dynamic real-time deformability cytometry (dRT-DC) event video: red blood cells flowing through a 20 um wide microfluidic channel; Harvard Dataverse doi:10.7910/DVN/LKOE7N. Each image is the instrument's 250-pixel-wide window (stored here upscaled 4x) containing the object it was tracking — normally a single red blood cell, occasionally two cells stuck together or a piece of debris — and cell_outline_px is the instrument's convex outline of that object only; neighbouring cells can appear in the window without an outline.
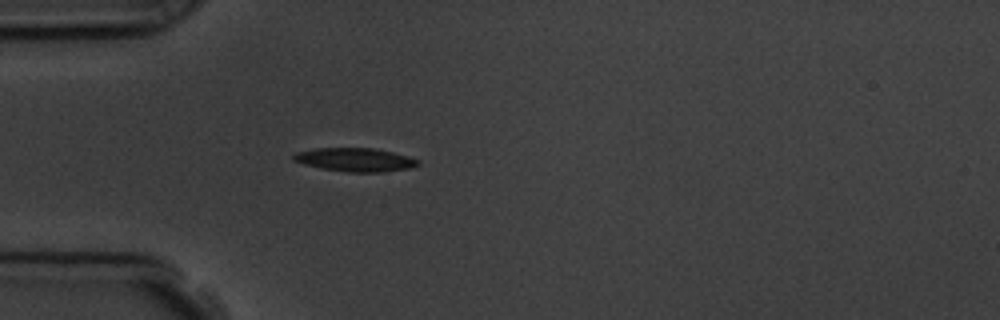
{"species": "common noctule bat (a hibernating species)", "species_latin": "Nyctalus noctula", "temperature_condition": "room temperature", "stored_images_in_passage": 1, "camera_frame_rate_fps": 3000, "um_per_image_px": 0.085, "animal": {"sex": "male", "body_mass_g": 19.5, "forearm_length_mm": 54.6}, "frame": {"image": 1, "passage_image": 1, "time_ms": 0.0, "image_size_px": [1000, 320], "cell_outline_px": [[420, 164], [412, 168], [384, 172], [348, 172], [320, 168], [304, 164], [292, 160], [292, 156], [296, 152], [316, 148], [376, 148], [408, 156], [420, 160]], "centroid_in_image_um": [30.21, 13.58], "position_along_channel_um": 54.8, "area_um2": 17.22}}